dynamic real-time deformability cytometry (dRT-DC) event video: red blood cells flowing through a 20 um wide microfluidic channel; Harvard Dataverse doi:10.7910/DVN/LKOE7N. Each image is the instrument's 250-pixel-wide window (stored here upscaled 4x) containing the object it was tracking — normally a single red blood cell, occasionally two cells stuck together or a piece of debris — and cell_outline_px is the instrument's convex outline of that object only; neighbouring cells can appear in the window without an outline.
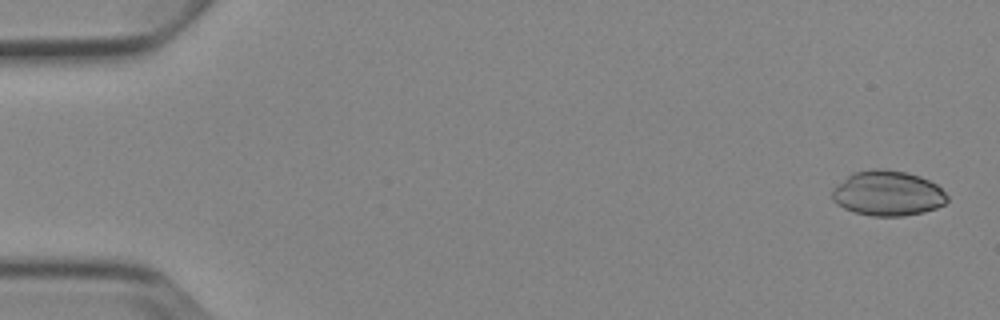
{"species": "Egyptian fruit bat (a non-hibernating species)", "species_latin": "Rousettus aegyptiacus", "temperature_condition": "cold", "stored_images_in_passage": 5, "camera_frame_rate_fps": 3000, "um_per_image_px": 0.085, "animal": {"sex": "female"}, "frame": {"image": 1, "passage_image": 1, "time_ms": 0.0, "image_size_px": [1000, 320], "cell_outline_px": [[948, 200], [944, 204], [936, 208], [924, 212], [904, 216], [872, 216], [856, 212], [844, 208], [836, 204], [832, 200], [832, 188], [836, 184], [852, 172], [876, 168], [884, 168], [908, 172], [920, 176], [936, 184], [948, 196]], "centroid_in_image_um": [75.44, 16.42], "position_along_channel_um": 9.6, "area_um2": 30.52}}
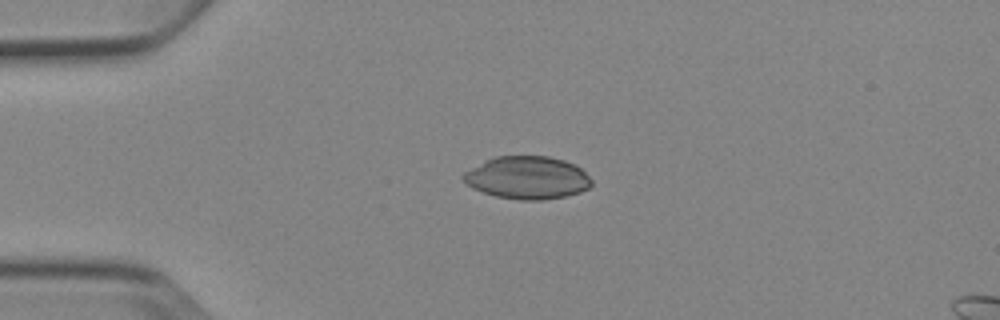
{"frame": {"image": 2, "passage_image": 4, "time_ms": 3.667, "image_size_px": [1000, 320], "cell_outline_px": [[592, 184], [588, 188], [580, 192], [564, 196], [540, 200], [520, 200], [496, 196], [472, 188], [460, 176], [464, 172], [484, 160], [496, 156], [548, 156], [564, 160], [576, 164], [592, 180]], "centroid_in_image_um": [44.81, 15.09], "position_along_channel_um": 40.2, "area_um2": 31.91}}